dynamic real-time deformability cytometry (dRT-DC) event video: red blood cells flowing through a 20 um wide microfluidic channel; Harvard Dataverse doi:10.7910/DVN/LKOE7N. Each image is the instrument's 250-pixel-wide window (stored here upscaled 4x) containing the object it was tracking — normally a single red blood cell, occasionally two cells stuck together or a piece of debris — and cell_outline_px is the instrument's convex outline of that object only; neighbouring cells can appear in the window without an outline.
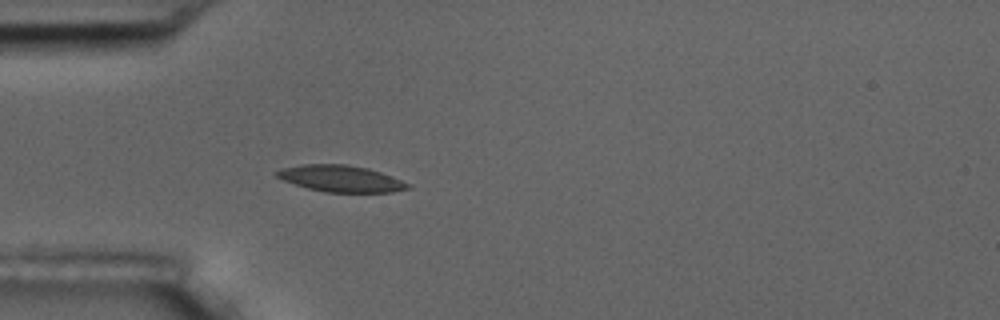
{"species": "common noctule bat (a hibernating species)", "species_latin": "Nyctalus noctula", "temperature_condition": "room temperature", "stored_images_in_passage": 5, "camera_frame_rate_fps": 3000, "um_per_image_px": 0.085, "animal": {"sex": "male", "body_mass_g": 17.5, "forearm_length_mm": 52.3}, "frame": {"image": 1, "passage_image": 5, "time_ms": 5.333, "image_size_px": [1000, 320], "cell_outline_px": [[412, 188], [392, 192], [324, 192], [308, 188], [284, 180], [276, 176], [272, 172], [284, 168], [300, 164], [348, 164], [368, 168], [392, 176], [412, 184]], "centroid_in_image_um": [29.01, 15.18], "position_along_channel_um": 56.0, "area_um2": 20.35}}